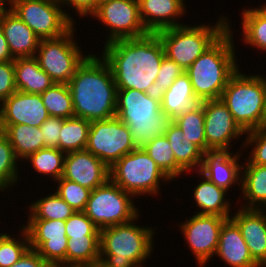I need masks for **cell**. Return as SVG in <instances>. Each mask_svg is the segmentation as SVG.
<instances>
[{"label":"cell","mask_w":266,"mask_h":267,"mask_svg":"<svg viewBox=\"0 0 266 267\" xmlns=\"http://www.w3.org/2000/svg\"><path fill=\"white\" fill-rule=\"evenodd\" d=\"M139 15L148 33L185 25L180 18L186 14L185 0H138Z\"/></svg>","instance_id":"44dd1931"},{"label":"cell","mask_w":266,"mask_h":267,"mask_svg":"<svg viewBox=\"0 0 266 267\" xmlns=\"http://www.w3.org/2000/svg\"><path fill=\"white\" fill-rule=\"evenodd\" d=\"M64 118L50 116L41 126L44 145L59 149L60 131Z\"/></svg>","instance_id":"f6af8a7d"},{"label":"cell","mask_w":266,"mask_h":267,"mask_svg":"<svg viewBox=\"0 0 266 267\" xmlns=\"http://www.w3.org/2000/svg\"><path fill=\"white\" fill-rule=\"evenodd\" d=\"M203 105L205 138L208 152L233 151L232 142L246 133L235 122L221 99L205 100Z\"/></svg>","instance_id":"2e32d148"},{"label":"cell","mask_w":266,"mask_h":267,"mask_svg":"<svg viewBox=\"0 0 266 267\" xmlns=\"http://www.w3.org/2000/svg\"><path fill=\"white\" fill-rule=\"evenodd\" d=\"M66 236L84 237V235H100V229L83 212L75 211L65 223Z\"/></svg>","instance_id":"7bdbcfd3"},{"label":"cell","mask_w":266,"mask_h":267,"mask_svg":"<svg viewBox=\"0 0 266 267\" xmlns=\"http://www.w3.org/2000/svg\"><path fill=\"white\" fill-rule=\"evenodd\" d=\"M241 150L246 151L238 149L236 153L233 151L232 153L231 151L205 153L199 172L226 191L236 184L241 187L242 162L240 159L243 155Z\"/></svg>","instance_id":"ffe728a7"},{"label":"cell","mask_w":266,"mask_h":267,"mask_svg":"<svg viewBox=\"0 0 266 267\" xmlns=\"http://www.w3.org/2000/svg\"><path fill=\"white\" fill-rule=\"evenodd\" d=\"M16 90L28 94H42L55 82L40 68L35 56L14 60Z\"/></svg>","instance_id":"4316f807"},{"label":"cell","mask_w":266,"mask_h":267,"mask_svg":"<svg viewBox=\"0 0 266 267\" xmlns=\"http://www.w3.org/2000/svg\"><path fill=\"white\" fill-rule=\"evenodd\" d=\"M64 179L90 190L104 184L109 178V168L87 150L70 152L64 158Z\"/></svg>","instance_id":"ac0fdd59"},{"label":"cell","mask_w":266,"mask_h":267,"mask_svg":"<svg viewBox=\"0 0 266 267\" xmlns=\"http://www.w3.org/2000/svg\"><path fill=\"white\" fill-rule=\"evenodd\" d=\"M231 219L240 228L242 237L253 260L266 266V209H246L238 207Z\"/></svg>","instance_id":"d6986e66"},{"label":"cell","mask_w":266,"mask_h":267,"mask_svg":"<svg viewBox=\"0 0 266 267\" xmlns=\"http://www.w3.org/2000/svg\"><path fill=\"white\" fill-rule=\"evenodd\" d=\"M9 234L0 231V241L4 240Z\"/></svg>","instance_id":"f907efd6"},{"label":"cell","mask_w":266,"mask_h":267,"mask_svg":"<svg viewBox=\"0 0 266 267\" xmlns=\"http://www.w3.org/2000/svg\"><path fill=\"white\" fill-rule=\"evenodd\" d=\"M67 84L75 117L92 122L116 116L117 87L108 63L98 53H89Z\"/></svg>","instance_id":"7a4b0ae2"},{"label":"cell","mask_w":266,"mask_h":267,"mask_svg":"<svg viewBox=\"0 0 266 267\" xmlns=\"http://www.w3.org/2000/svg\"><path fill=\"white\" fill-rule=\"evenodd\" d=\"M91 122L79 117L63 121L59 138V150L65 154L85 150Z\"/></svg>","instance_id":"836d02e7"},{"label":"cell","mask_w":266,"mask_h":267,"mask_svg":"<svg viewBox=\"0 0 266 267\" xmlns=\"http://www.w3.org/2000/svg\"><path fill=\"white\" fill-rule=\"evenodd\" d=\"M183 132L173 122L169 125L165 134L171 145L176 163L185 171L200 170L204 152L194 143L183 139Z\"/></svg>","instance_id":"f1b7e54d"},{"label":"cell","mask_w":266,"mask_h":267,"mask_svg":"<svg viewBox=\"0 0 266 267\" xmlns=\"http://www.w3.org/2000/svg\"><path fill=\"white\" fill-rule=\"evenodd\" d=\"M19 159L6 135L0 130V191L13 189L20 178V168L17 165ZM19 169V170H18ZM20 178V179H19Z\"/></svg>","instance_id":"74e56055"},{"label":"cell","mask_w":266,"mask_h":267,"mask_svg":"<svg viewBox=\"0 0 266 267\" xmlns=\"http://www.w3.org/2000/svg\"><path fill=\"white\" fill-rule=\"evenodd\" d=\"M102 58L108 63L117 89L152 93L162 59L163 45L156 33L104 44Z\"/></svg>","instance_id":"6da1fadb"},{"label":"cell","mask_w":266,"mask_h":267,"mask_svg":"<svg viewBox=\"0 0 266 267\" xmlns=\"http://www.w3.org/2000/svg\"><path fill=\"white\" fill-rule=\"evenodd\" d=\"M40 95L50 116L64 119L74 117V106L68 84L54 83Z\"/></svg>","instance_id":"8d00e7d4"},{"label":"cell","mask_w":266,"mask_h":267,"mask_svg":"<svg viewBox=\"0 0 266 267\" xmlns=\"http://www.w3.org/2000/svg\"><path fill=\"white\" fill-rule=\"evenodd\" d=\"M229 218L218 215L197 214L179 223L185 241L196 259L199 267L207 266V262L216 253L219 234L223 223Z\"/></svg>","instance_id":"9a60e30c"},{"label":"cell","mask_w":266,"mask_h":267,"mask_svg":"<svg viewBox=\"0 0 266 267\" xmlns=\"http://www.w3.org/2000/svg\"><path fill=\"white\" fill-rule=\"evenodd\" d=\"M185 70L175 61L163 57L152 93L161 96Z\"/></svg>","instance_id":"b9f144b4"},{"label":"cell","mask_w":266,"mask_h":267,"mask_svg":"<svg viewBox=\"0 0 266 267\" xmlns=\"http://www.w3.org/2000/svg\"><path fill=\"white\" fill-rule=\"evenodd\" d=\"M89 267H102L100 264L89 266Z\"/></svg>","instance_id":"db71d44e"},{"label":"cell","mask_w":266,"mask_h":267,"mask_svg":"<svg viewBox=\"0 0 266 267\" xmlns=\"http://www.w3.org/2000/svg\"><path fill=\"white\" fill-rule=\"evenodd\" d=\"M63 8L68 7L75 14L82 17H87L92 15L97 9V0H60Z\"/></svg>","instance_id":"bcb514c9"},{"label":"cell","mask_w":266,"mask_h":267,"mask_svg":"<svg viewBox=\"0 0 266 267\" xmlns=\"http://www.w3.org/2000/svg\"><path fill=\"white\" fill-rule=\"evenodd\" d=\"M16 91L14 61L0 62V104Z\"/></svg>","instance_id":"ee69618b"},{"label":"cell","mask_w":266,"mask_h":267,"mask_svg":"<svg viewBox=\"0 0 266 267\" xmlns=\"http://www.w3.org/2000/svg\"><path fill=\"white\" fill-rule=\"evenodd\" d=\"M246 160V161H245ZM241 167V195L245 200L240 207L246 209H266V165L252 164L247 158ZM242 197V198H240Z\"/></svg>","instance_id":"cb8c5ba5"},{"label":"cell","mask_w":266,"mask_h":267,"mask_svg":"<svg viewBox=\"0 0 266 267\" xmlns=\"http://www.w3.org/2000/svg\"><path fill=\"white\" fill-rule=\"evenodd\" d=\"M214 256L219 257L229 267H260L253 260L240 228L231 218L221 227Z\"/></svg>","instance_id":"603a6c76"},{"label":"cell","mask_w":266,"mask_h":267,"mask_svg":"<svg viewBox=\"0 0 266 267\" xmlns=\"http://www.w3.org/2000/svg\"><path fill=\"white\" fill-rule=\"evenodd\" d=\"M40 39L63 36L74 25V17L63 10L60 0H18L9 7Z\"/></svg>","instance_id":"30bf717a"},{"label":"cell","mask_w":266,"mask_h":267,"mask_svg":"<svg viewBox=\"0 0 266 267\" xmlns=\"http://www.w3.org/2000/svg\"><path fill=\"white\" fill-rule=\"evenodd\" d=\"M241 71L238 69L230 77L220 99L247 133L266 124V97L261 75Z\"/></svg>","instance_id":"8992f818"},{"label":"cell","mask_w":266,"mask_h":267,"mask_svg":"<svg viewBox=\"0 0 266 267\" xmlns=\"http://www.w3.org/2000/svg\"><path fill=\"white\" fill-rule=\"evenodd\" d=\"M65 155L58 148L45 147L24 160L30 162L38 175L48 176L52 181H57L63 176Z\"/></svg>","instance_id":"d590c367"},{"label":"cell","mask_w":266,"mask_h":267,"mask_svg":"<svg viewBox=\"0 0 266 267\" xmlns=\"http://www.w3.org/2000/svg\"><path fill=\"white\" fill-rule=\"evenodd\" d=\"M110 179L135 198L161 194V183L172 181L142 147L124 155L109 169Z\"/></svg>","instance_id":"ba28073f"},{"label":"cell","mask_w":266,"mask_h":267,"mask_svg":"<svg viewBox=\"0 0 266 267\" xmlns=\"http://www.w3.org/2000/svg\"><path fill=\"white\" fill-rule=\"evenodd\" d=\"M183 132V139L197 145L204 153H207L205 138L204 112L201 103L188 109L172 121Z\"/></svg>","instance_id":"1f68e13d"},{"label":"cell","mask_w":266,"mask_h":267,"mask_svg":"<svg viewBox=\"0 0 266 267\" xmlns=\"http://www.w3.org/2000/svg\"><path fill=\"white\" fill-rule=\"evenodd\" d=\"M133 199L134 196L131 193L124 191L109 178L104 184L91 191L83 212L100 230L125 224L140 213Z\"/></svg>","instance_id":"9c48e42d"},{"label":"cell","mask_w":266,"mask_h":267,"mask_svg":"<svg viewBox=\"0 0 266 267\" xmlns=\"http://www.w3.org/2000/svg\"><path fill=\"white\" fill-rule=\"evenodd\" d=\"M264 82V88H265V97H266V76L262 75L261 76Z\"/></svg>","instance_id":"816d5d0a"},{"label":"cell","mask_w":266,"mask_h":267,"mask_svg":"<svg viewBox=\"0 0 266 267\" xmlns=\"http://www.w3.org/2000/svg\"><path fill=\"white\" fill-rule=\"evenodd\" d=\"M161 111L172 121L200 103L195 96L189 75L183 72L160 96Z\"/></svg>","instance_id":"484cf974"},{"label":"cell","mask_w":266,"mask_h":267,"mask_svg":"<svg viewBox=\"0 0 266 267\" xmlns=\"http://www.w3.org/2000/svg\"><path fill=\"white\" fill-rule=\"evenodd\" d=\"M74 25L63 36L55 39H41L35 57L55 83H68L77 67L89 54H84L74 38ZM75 39V40H74Z\"/></svg>","instance_id":"8fae6325"},{"label":"cell","mask_w":266,"mask_h":267,"mask_svg":"<svg viewBox=\"0 0 266 267\" xmlns=\"http://www.w3.org/2000/svg\"><path fill=\"white\" fill-rule=\"evenodd\" d=\"M230 18L219 16L212 24L176 26L158 31L165 56L186 70L199 56L211 47L227 30Z\"/></svg>","instance_id":"52a82bcc"},{"label":"cell","mask_w":266,"mask_h":267,"mask_svg":"<svg viewBox=\"0 0 266 267\" xmlns=\"http://www.w3.org/2000/svg\"><path fill=\"white\" fill-rule=\"evenodd\" d=\"M19 226V231L21 230L18 233L19 237H13L9 233L4 240L0 241V267H10L30 249L28 234L21 225Z\"/></svg>","instance_id":"f35d334b"},{"label":"cell","mask_w":266,"mask_h":267,"mask_svg":"<svg viewBox=\"0 0 266 267\" xmlns=\"http://www.w3.org/2000/svg\"><path fill=\"white\" fill-rule=\"evenodd\" d=\"M30 249L35 250L52 267H66L68 237L64 220L27 219Z\"/></svg>","instance_id":"5bb4252c"},{"label":"cell","mask_w":266,"mask_h":267,"mask_svg":"<svg viewBox=\"0 0 266 267\" xmlns=\"http://www.w3.org/2000/svg\"><path fill=\"white\" fill-rule=\"evenodd\" d=\"M105 1H108V0H97V6H98V4L105 2Z\"/></svg>","instance_id":"f5cc1de1"},{"label":"cell","mask_w":266,"mask_h":267,"mask_svg":"<svg viewBox=\"0 0 266 267\" xmlns=\"http://www.w3.org/2000/svg\"><path fill=\"white\" fill-rule=\"evenodd\" d=\"M136 148L130 129L117 116L91 122L85 150L98 157L109 169Z\"/></svg>","instance_id":"7c38bea8"},{"label":"cell","mask_w":266,"mask_h":267,"mask_svg":"<svg viewBox=\"0 0 266 267\" xmlns=\"http://www.w3.org/2000/svg\"><path fill=\"white\" fill-rule=\"evenodd\" d=\"M100 235L68 238L66 267H89L99 264Z\"/></svg>","instance_id":"f546056e"},{"label":"cell","mask_w":266,"mask_h":267,"mask_svg":"<svg viewBox=\"0 0 266 267\" xmlns=\"http://www.w3.org/2000/svg\"><path fill=\"white\" fill-rule=\"evenodd\" d=\"M16 1H18V0H0V5L2 6V7H6V6H11L13 3H15ZM6 2H8V3H6Z\"/></svg>","instance_id":"681fc988"},{"label":"cell","mask_w":266,"mask_h":267,"mask_svg":"<svg viewBox=\"0 0 266 267\" xmlns=\"http://www.w3.org/2000/svg\"><path fill=\"white\" fill-rule=\"evenodd\" d=\"M15 59L13 58L8 42L3 34V31L0 27V62H9V61H14Z\"/></svg>","instance_id":"c3c4849f"},{"label":"cell","mask_w":266,"mask_h":267,"mask_svg":"<svg viewBox=\"0 0 266 267\" xmlns=\"http://www.w3.org/2000/svg\"><path fill=\"white\" fill-rule=\"evenodd\" d=\"M99 20L109 30L105 43L139 38L148 34L139 15L138 0H108L98 4L91 18Z\"/></svg>","instance_id":"4fadbf2b"},{"label":"cell","mask_w":266,"mask_h":267,"mask_svg":"<svg viewBox=\"0 0 266 267\" xmlns=\"http://www.w3.org/2000/svg\"><path fill=\"white\" fill-rule=\"evenodd\" d=\"M0 130L11 143L16 157L23 163L30 154L46 147L40 127L25 124L0 125Z\"/></svg>","instance_id":"83f0119b"},{"label":"cell","mask_w":266,"mask_h":267,"mask_svg":"<svg viewBox=\"0 0 266 267\" xmlns=\"http://www.w3.org/2000/svg\"><path fill=\"white\" fill-rule=\"evenodd\" d=\"M140 216L100 230L99 264L102 267H143L151 257L156 227L135 223Z\"/></svg>","instance_id":"277c9868"},{"label":"cell","mask_w":266,"mask_h":267,"mask_svg":"<svg viewBox=\"0 0 266 267\" xmlns=\"http://www.w3.org/2000/svg\"><path fill=\"white\" fill-rule=\"evenodd\" d=\"M231 21L228 30L186 70L201 101L220 99L230 77L239 69Z\"/></svg>","instance_id":"3957f363"},{"label":"cell","mask_w":266,"mask_h":267,"mask_svg":"<svg viewBox=\"0 0 266 267\" xmlns=\"http://www.w3.org/2000/svg\"><path fill=\"white\" fill-rule=\"evenodd\" d=\"M56 183L58 184L54 191L75 211H84L92 190L63 177L55 181Z\"/></svg>","instance_id":"ab89813d"},{"label":"cell","mask_w":266,"mask_h":267,"mask_svg":"<svg viewBox=\"0 0 266 267\" xmlns=\"http://www.w3.org/2000/svg\"><path fill=\"white\" fill-rule=\"evenodd\" d=\"M116 116L130 129L137 147L165 135L172 122L161 111L160 96L134 89H117Z\"/></svg>","instance_id":"5b68a950"},{"label":"cell","mask_w":266,"mask_h":267,"mask_svg":"<svg viewBox=\"0 0 266 267\" xmlns=\"http://www.w3.org/2000/svg\"><path fill=\"white\" fill-rule=\"evenodd\" d=\"M142 148L172 182L181 174H186L176 163L171 145L165 135L155 137Z\"/></svg>","instance_id":"e575fe53"},{"label":"cell","mask_w":266,"mask_h":267,"mask_svg":"<svg viewBox=\"0 0 266 267\" xmlns=\"http://www.w3.org/2000/svg\"><path fill=\"white\" fill-rule=\"evenodd\" d=\"M49 117L40 94L16 91L0 104V125L40 127Z\"/></svg>","instance_id":"e0dca14e"},{"label":"cell","mask_w":266,"mask_h":267,"mask_svg":"<svg viewBox=\"0 0 266 267\" xmlns=\"http://www.w3.org/2000/svg\"><path fill=\"white\" fill-rule=\"evenodd\" d=\"M246 138L242 142L240 149L251 148L249 155L246 158L252 163L257 165H266V124L246 133ZM243 145V146H242Z\"/></svg>","instance_id":"60d3db41"},{"label":"cell","mask_w":266,"mask_h":267,"mask_svg":"<svg viewBox=\"0 0 266 267\" xmlns=\"http://www.w3.org/2000/svg\"><path fill=\"white\" fill-rule=\"evenodd\" d=\"M200 181L197 186H194L193 197L197 214L218 215L224 218L231 217V203L227 199V192L225 189L218 187L216 184L208 180L203 174L198 171ZM202 179V180H201Z\"/></svg>","instance_id":"d4e9b609"},{"label":"cell","mask_w":266,"mask_h":267,"mask_svg":"<svg viewBox=\"0 0 266 267\" xmlns=\"http://www.w3.org/2000/svg\"><path fill=\"white\" fill-rule=\"evenodd\" d=\"M242 41L251 48L266 52V3L241 11Z\"/></svg>","instance_id":"4dcf8cb0"},{"label":"cell","mask_w":266,"mask_h":267,"mask_svg":"<svg viewBox=\"0 0 266 267\" xmlns=\"http://www.w3.org/2000/svg\"><path fill=\"white\" fill-rule=\"evenodd\" d=\"M31 202L28 219L64 220L66 221L75 210L64 201L55 191L39 200Z\"/></svg>","instance_id":"d6a6232c"},{"label":"cell","mask_w":266,"mask_h":267,"mask_svg":"<svg viewBox=\"0 0 266 267\" xmlns=\"http://www.w3.org/2000/svg\"><path fill=\"white\" fill-rule=\"evenodd\" d=\"M0 27L14 59L36 55L41 39L9 6L0 10Z\"/></svg>","instance_id":"7402d4cb"},{"label":"cell","mask_w":266,"mask_h":267,"mask_svg":"<svg viewBox=\"0 0 266 267\" xmlns=\"http://www.w3.org/2000/svg\"><path fill=\"white\" fill-rule=\"evenodd\" d=\"M10 267H52L35 250L29 249L16 263Z\"/></svg>","instance_id":"7dc6e473"}]
</instances>
